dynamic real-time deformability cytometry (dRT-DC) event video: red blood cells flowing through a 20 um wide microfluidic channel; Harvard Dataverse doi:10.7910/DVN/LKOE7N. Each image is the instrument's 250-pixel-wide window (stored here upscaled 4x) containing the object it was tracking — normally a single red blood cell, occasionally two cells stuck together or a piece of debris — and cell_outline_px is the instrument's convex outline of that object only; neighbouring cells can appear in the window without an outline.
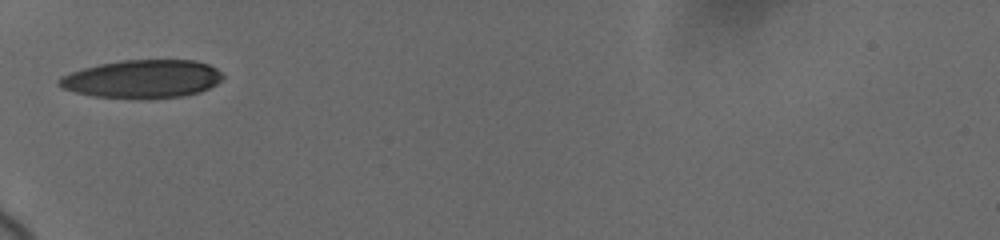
{"species": "human", "species_latin": "Homo sapiens", "temperature_condition": "cold", "stored_images_in_passage": 12, "camera_frame_rate_fps": 3000, "um_per_image_px": 0.085, "donor": {"sex": "female"}, "frame": {"image": 1, "passage_image": 1, "time_ms": 0.0, "image_size_px": [1000, 240], "cell_outline_px": [[224, 80], [200, 92], [184, 96], [144, 100], [92, 96], [60, 88], [56, 84], [56, 80], [60, 76], [84, 68], [100, 64], [120, 60], [196, 60], [208, 64], [216, 68], [224, 76]], "centroid_in_image_um": [12.09, 6.73], "position_along_channel_um": 72.9, "area_um2": 37.05}}
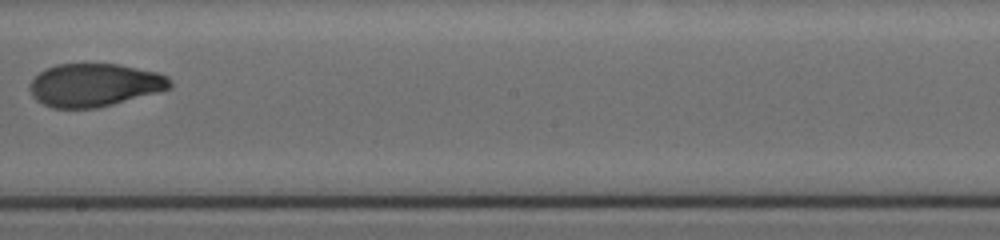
{"frame": {"image": 2, "passage_image": 7, "time_ms": 4.667, "image_size_px": [1000, 240], "cell_outline_px": [[172, 88], [112, 104], [96, 108], [52, 108], [36, 100], [32, 96], [28, 88], [32, 80], [40, 72], [56, 64], [120, 64], [160, 72], [168, 76], [172, 80]], "centroid_in_image_um": [8.05, 7.22], "position_along_channel_um": 240.1, "area_um2": 35.26}}
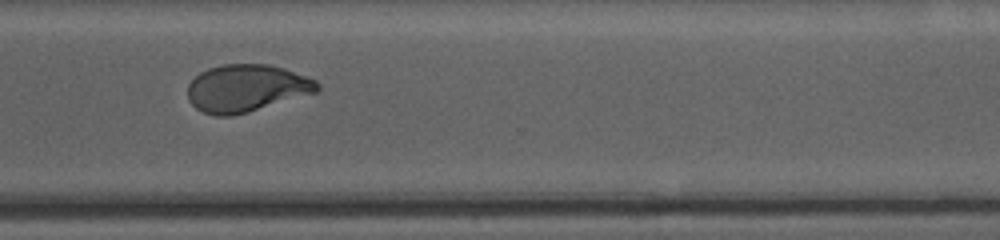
{"frame": {"image": 3, "passage_image": 10, "time_ms": 7.667, "image_size_px": [1000, 240], "cell_outline_px": [[320, 88], [316, 92], [248, 112], [232, 116], [216, 116], [204, 112], [196, 108], [188, 100], [188, 84], [200, 72], [208, 68], [224, 64], [268, 64], [284, 68], [316, 80], [320, 84]], "centroid_in_image_um": [20.93, 7.49], "position_along_channel_um": 349.7, "area_um2": 35.66}, "authors_computed_cell_mechanics": {"area_um2": 35.3158, "velocity_mm_per_s": 3.666, "shape_relaxation_time_tau1_ms": 4.878, "shape_relaxation_time_tau2_ms": 0.6971, "deformation_change_tau1": 0.1551, "deformation_change_tau2": 0.0689}}